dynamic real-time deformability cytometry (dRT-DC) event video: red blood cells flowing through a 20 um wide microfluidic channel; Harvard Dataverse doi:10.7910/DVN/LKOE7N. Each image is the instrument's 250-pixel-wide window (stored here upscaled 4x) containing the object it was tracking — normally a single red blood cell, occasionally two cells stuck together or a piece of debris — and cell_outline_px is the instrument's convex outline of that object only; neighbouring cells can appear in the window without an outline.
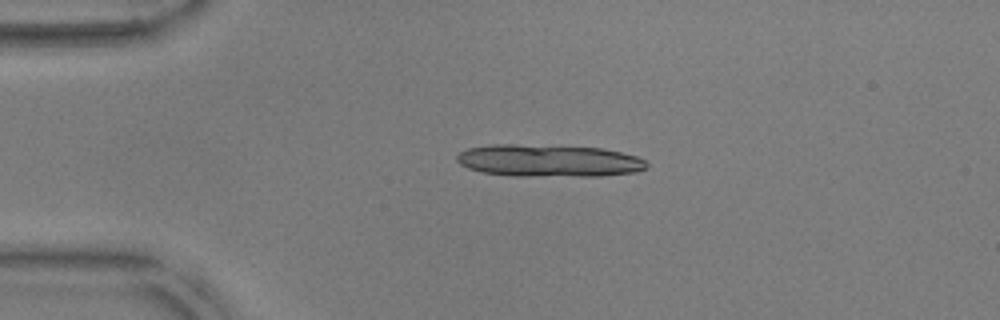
{"species": "common noctule bat (a hibernating species)", "species_latin": "Nyctalus noctula", "temperature_condition": "warm", "stored_images_in_passage": 29, "camera_frame_rate_fps": 3000, "um_per_image_px": 0.085, "animal": {"sex": "male", "body_mass_g": 17.9, "forearm_length_mm": 54.2}, "frame": {"image": 1, "passage_image": 1, "time_ms": 0.0, "image_size_px": [1000, 320], "cell_outline_px": [[648, 168], [636, 172], [600, 176], [516, 176], [480, 172], [468, 168], [460, 164], [456, 160], [456, 156], [460, 152], [468, 148], [492, 144], [516, 144], [604, 148], [636, 156], [644, 160], [648, 164]], "centroid_in_image_um": [46.64, 13.66], "position_along_channel_um": 38.4, "area_um2": 35.89}}